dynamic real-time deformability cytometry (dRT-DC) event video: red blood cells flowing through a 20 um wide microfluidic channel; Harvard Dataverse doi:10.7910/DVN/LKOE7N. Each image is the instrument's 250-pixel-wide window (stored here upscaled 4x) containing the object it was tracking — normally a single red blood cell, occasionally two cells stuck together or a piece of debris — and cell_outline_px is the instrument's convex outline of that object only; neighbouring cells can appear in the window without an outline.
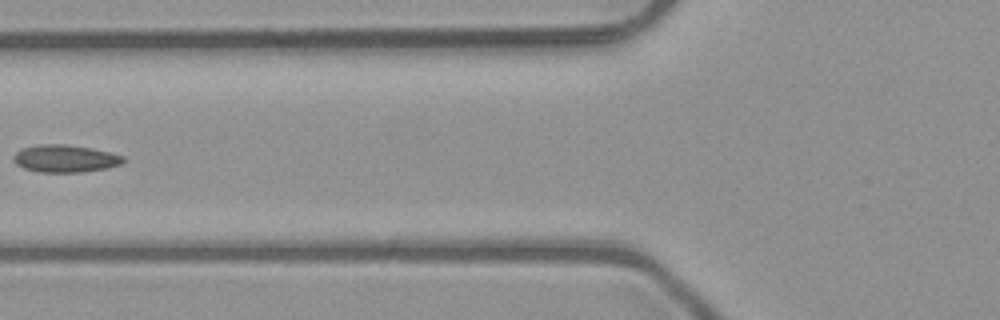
{"species": "common noctule bat (a hibernating species)", "species_latin": "Nyctalus noctula", "temperature_condition": "room temperature", "stored_images_in_passage": 6, "camera_frame_rate_fps": 3000, "um_per_image_px": 0.085, "animal": {"sex": "male", "body_mass_g": 23.1, "forearm_length_mm": 52.7}, "frame": {"image": 1, "passage_image": 5, "time_ms": 1.333, "image_size_px": [1000, 320], "cell_outline_px": [[124, 160], [120, 164], [108, 168], [84, 172], [40, 172], [24, 168], [16, 164], [12, 160], [12, 156], [20, 148], [40, 144], [64, 144], [92, 148], [124, 156]], "centroid_in_image_um": [5.5, 13.47], "position_along_channel_um": 120.3, "area_um2": 17.63}}
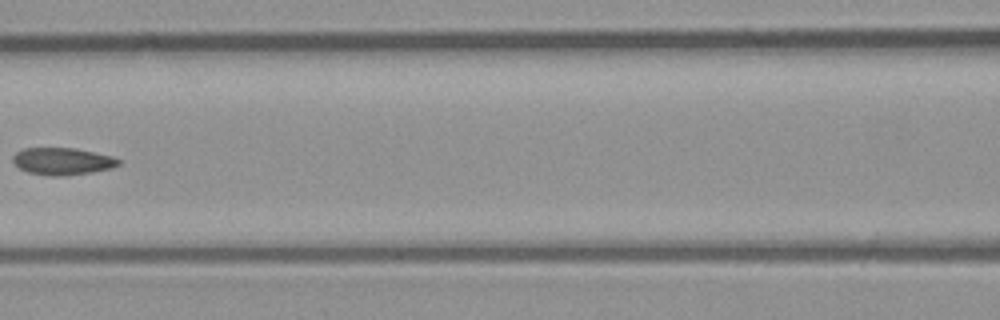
{"frame": {"image": 2, "passage_image": 6, "time_ms": 1.667, "image_size_px": [1000, 320], "cell_outline_px": [[120, 164], [112, 168], [92, 172], [56, 176], [52, 176], [28, 172], [20, 168], [12, 160], [12, 156], [16, 152], [24, 148], [76, 148], [112, 156], [120, 160]], "centroid_in_image_um": [5.31, 13.7], "position_along_channel_um": 161.3, "area_um2": 16.59}}